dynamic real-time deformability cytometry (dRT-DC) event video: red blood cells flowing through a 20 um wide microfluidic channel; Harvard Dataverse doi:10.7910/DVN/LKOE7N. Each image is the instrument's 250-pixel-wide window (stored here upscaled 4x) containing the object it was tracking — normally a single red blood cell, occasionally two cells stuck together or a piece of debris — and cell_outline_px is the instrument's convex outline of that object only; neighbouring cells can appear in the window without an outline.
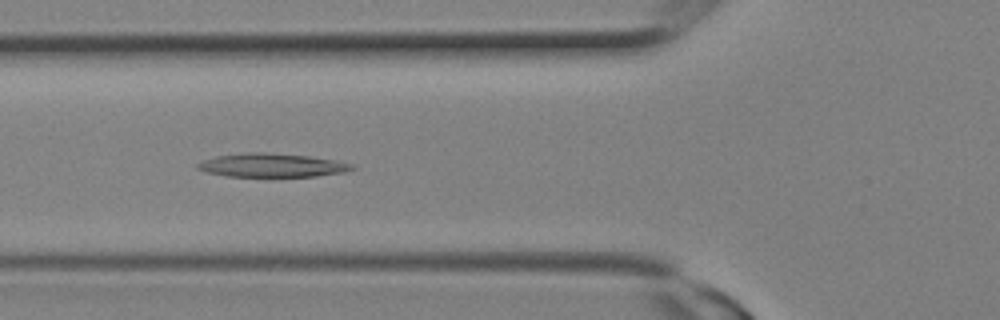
{"species": "Egyptian fruit bat (a non-hibernating species)", "species_latin": "Rousettus aegyptiacus", "temperature_condition": "room temperature", "stored_images_in_passage": 18, "camera_frame_rate_fps": 3000, "um_per_image_px": 0.085, "animal": {"sex": "female"}, "frame": {"image": 1, "passage_image": 4, "time_ms": 1.0, "image_size_px": [1000, 320], "cell_outline_px": [[356, 168], [344, 172], [316, 176], [228, 176], [204, 172], [196, 168], [196, 164], [204, 160], [216, 156], [248, 152], [264, 152], [308, 156], [336, 160], [352, 164]], "centroid_in_image_um": [23.09, 14.04], "position_along_channel_um": 102.7, "area_um2": 21.15}}
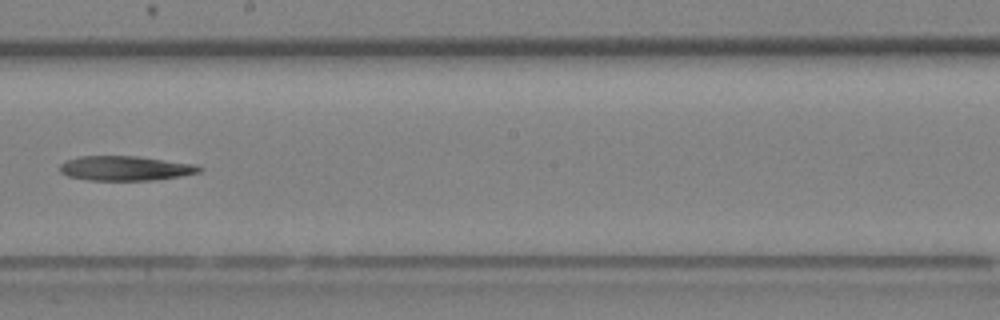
{"frame": {"image": 2, "passage_image": 9, "time_ms": 2.667, "image_size_px": [1000, 320], "cell_outline_px": [[204, 168], [200, 172], [180, 176], [156, 180], [88, 180], [68, 176], [60, 172], [60, 164], [68, 160], [80, 156], [136, 156], [196, 164]], "centroid_in_image_um": [10.68, 14.3], "position_along_channel_um": 237.5, "area_um2": 20.0}}
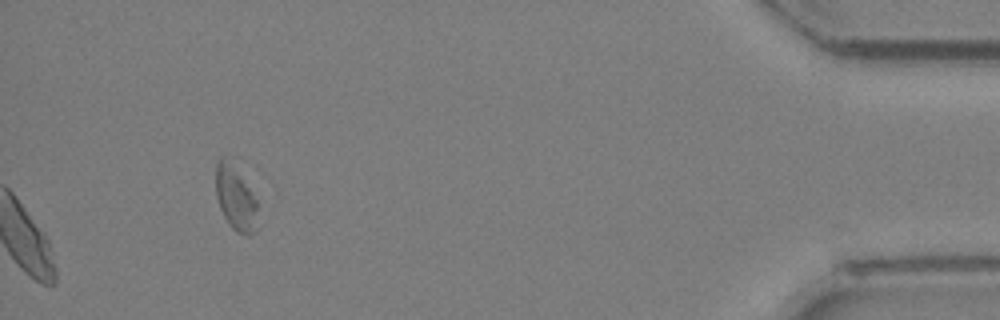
{"frame": {"image": 3, "passage_image": 18, "time_ms": 5.667, "image_size_px": [1000, 320], "cell_outline_px": [[260, 228], [256, 232], [248, 236], [244, 236], [236, 232], [228, 224], [220, 208], [216, 196], [216, 160], [220, 156], [224, 156], [248, 188], [256, 200]], "centroid_in_image_um": [20.04, 16.98], "position_along_channel_um": 415.2, "area_um2": 15.72}}